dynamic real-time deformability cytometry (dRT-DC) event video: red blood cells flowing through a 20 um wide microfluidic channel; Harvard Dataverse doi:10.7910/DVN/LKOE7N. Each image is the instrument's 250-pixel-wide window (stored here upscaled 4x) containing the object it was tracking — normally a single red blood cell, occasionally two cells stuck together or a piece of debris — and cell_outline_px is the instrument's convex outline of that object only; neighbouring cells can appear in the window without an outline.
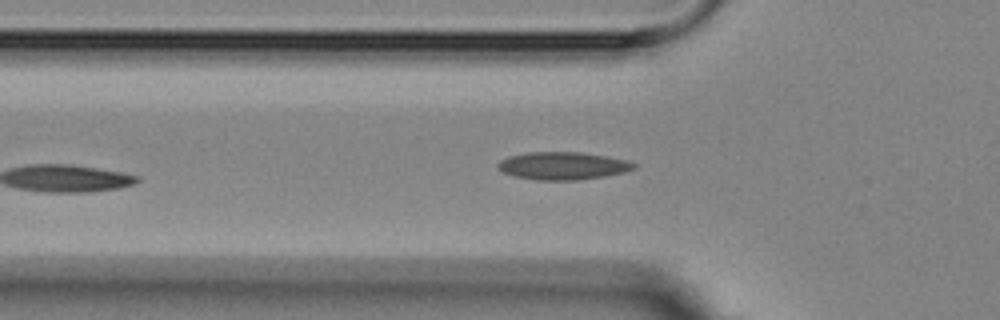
{"species": "Egyptian fruit bat (a non-hibernating species)", "species_latin": "Rousettus aegyptiacus", "temperature_condition": "room temperature", "stored_images_in_passage": 6, "camera_frame_rate_fps": 3000, "um_per_image_px": 0.085, "animal": {"sex": "female"}, "frame": {"image": 1, "passage_image": 5, "time_ms": 4.667, "image_size_px": [1000, 320], "cell_outline_px": [[636, 168], [624, 172], [604, 176], [580, 180], [536, 180], [516, 176], [504, 172], [496, 164], [500, 160], [508, 156], [528, 152], [580, 152], [604, 156], [624, 160], [636, 164]], "centroid_in_image_um": [47.82, 14.09], "position_along_channel_um": 78.0, "area_um2": 21.73}}
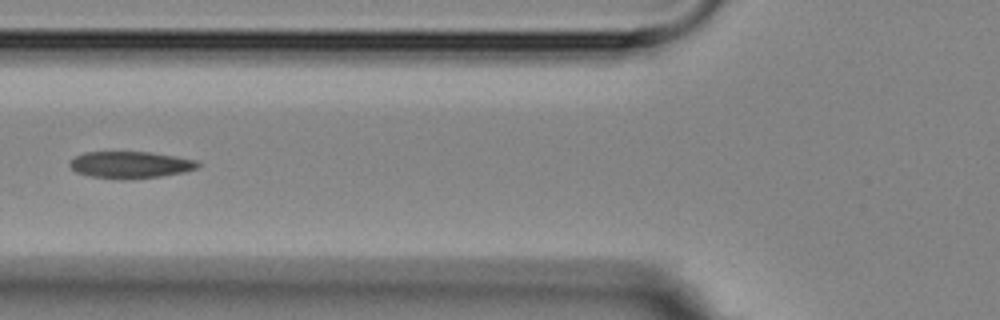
{"frame": {"image": 2, "passage_image": 6, "time_ms": 5.667, "image_size_px": [1000, 320], "cell_outline_px": [[200, 164], [196, 168], [184, 172], [160, 176], [92, 176], [76, 172], [68, 164], [76, 156], [84, 152], [152, 152], [196, 160]], "centroid_in_image_um": [11.1, 13.95], "position_along_channel_um": 114.7, "area_um2": 18.9}}